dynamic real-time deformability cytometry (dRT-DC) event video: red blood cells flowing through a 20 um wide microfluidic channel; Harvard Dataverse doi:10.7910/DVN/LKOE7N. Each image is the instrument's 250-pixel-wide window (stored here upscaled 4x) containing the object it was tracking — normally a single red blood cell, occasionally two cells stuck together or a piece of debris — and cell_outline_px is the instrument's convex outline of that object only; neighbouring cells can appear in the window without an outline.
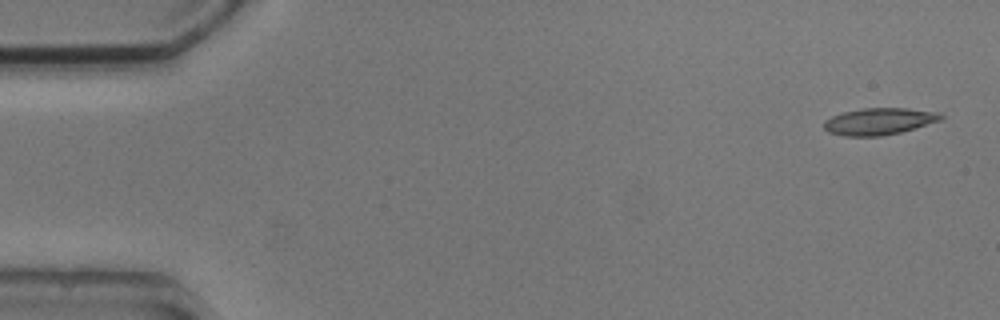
{"species": "common noctule bat (a hibernating species)", "species_latin": "Nyctalus noctula", "temperature_condition": "cold", "stored_images_in_passage": 5, "camera_frame_rate_fps": 3000, "um_per_image_px": 0.085, "animal": {"sex": "male", "body_mass_g": 20.5, "forearm_length_mm": 52.5}, "frame": {"image": 1, "passage_image": 1, "time_ms": 0.0, "image_size_px": [1000, 320], "cell_outline_px": [[944, 116], [940, 120], [900, 132], [880, 136], [844, 136], [828, 132], [824, 128], [824, 120], [832, 116], [844, 112], [864, 108], [908, 108], [940, 112]], "centroid_in_image_um": [74.71, 10.31], "position_along_channel_um": 10.3, "area_um2": 18.15}}
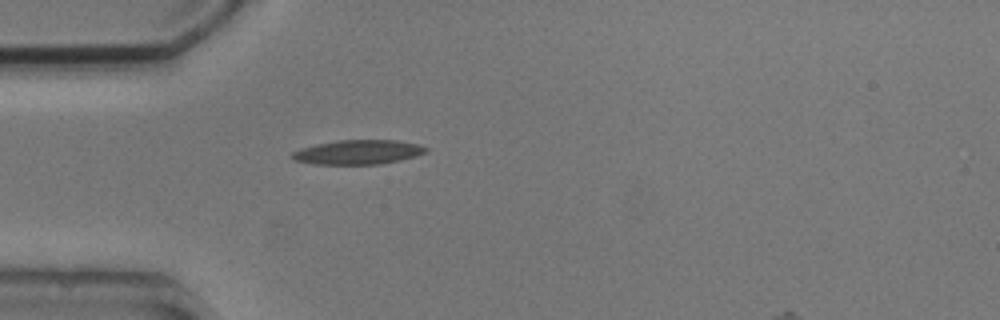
{"frame": {"image": 2, "passage_image": 4, "time_ms": 4.333, "image_size_px": [1000, 320], "cell_outline_px": [[428, 152], [416, 156], [400, 160], [380, 164], [312, 164], [292, 160], [288, 156], [292, 152], [300, 148], [316, 144], [340, 140], [396, 140], [416, 144], [428, 148]], "centroid_in_image_um": [30.38, 12.94], "position_along_channel_um": 54.6, "area_um2": 19.13}}